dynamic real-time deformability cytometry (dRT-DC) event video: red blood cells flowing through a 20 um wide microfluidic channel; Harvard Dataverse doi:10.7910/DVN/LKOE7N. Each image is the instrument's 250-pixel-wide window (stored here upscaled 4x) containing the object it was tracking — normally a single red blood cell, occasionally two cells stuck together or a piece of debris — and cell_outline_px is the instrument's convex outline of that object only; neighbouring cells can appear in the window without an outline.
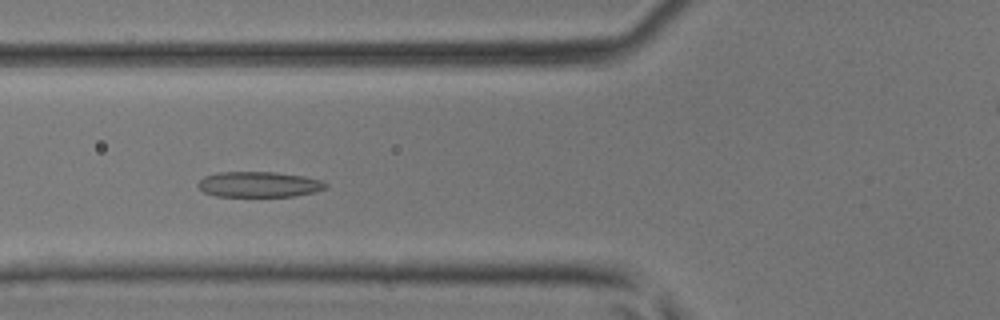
{"species": "common noctule bat (a hibernating species)", "species_latin": "Nyctalus noctula", "temperature_condition": "room temperature", "stored_images_in_passage": 46, "camera_frame_rate_fps": 3000, "um_per_image_px": 0.085, "animal": {"sex": "male", "body_mass_g": 17.9, "forearm_length_mm": 54.2}, "frame": {"image": 1, "passage_image": 16, "time_ms": 5.0, "image_size_px": [1000, 320], "cell_outline_px": [[328, 188], [316, 192], [292, 196], [216, 196], [204, 192], [196, 184], [204, 176], [216, 172], [276, 172], [304, 176], [320, 180], [328, 184]], "centroid_in_image_um": [22.02, 15.67], "position_along_channel_um": 103.8, "area_um2": 19.07}}
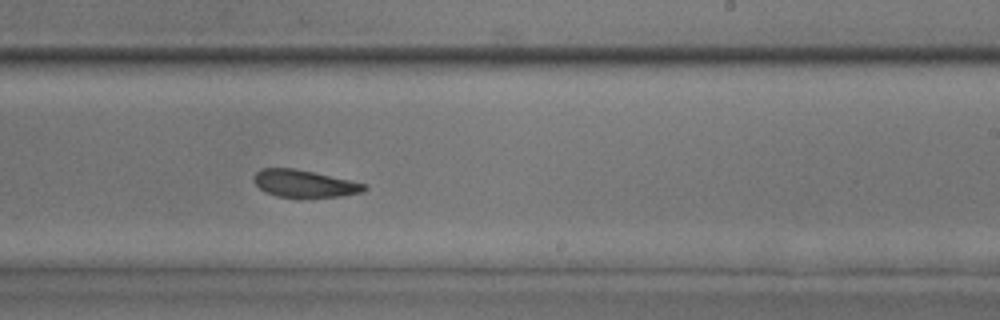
{"frame": {"image": 2, "passage_image": 27, "time_ms": 8.667, "image_size_px": [1000, 320], "cell_outline_px": [[368, 188], [364, 192], [344, 196], [276, 196], [264, 192], [252, 180], [256, 172], [260, 168], [296, 168], [368, 184]], "centroid_in_image_um": [25.89, 15.59], "position_along_channel_um": 263.1, "area_um2": 17.51}}
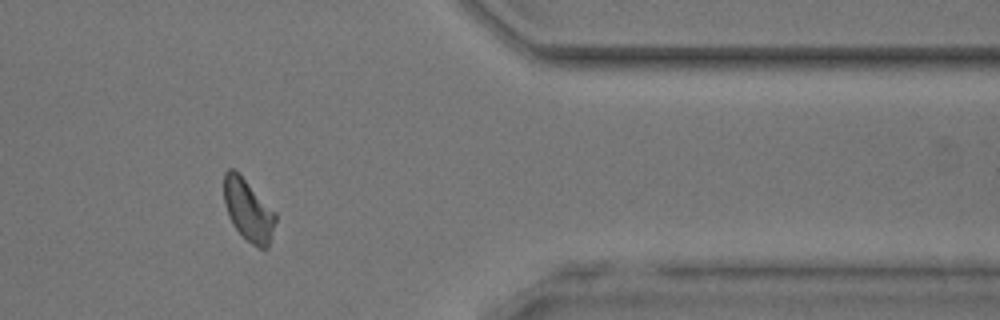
{"frame": {"image": 3, "passage_image": 37, "time_ms": 12.0, "image_size_px": [1000, 320], "cell_outline_px": [[276, 220], [268, 248], [260, 248], [252, 244], [232, 224], [228, 216], [224, 204], [224, 172], [228, 168], [232, 168], [276, 212]], "centroid_in_image_um": [21.09, 17.88], "position_along_channel_um": 390.3, "area_um2": 18.15}}